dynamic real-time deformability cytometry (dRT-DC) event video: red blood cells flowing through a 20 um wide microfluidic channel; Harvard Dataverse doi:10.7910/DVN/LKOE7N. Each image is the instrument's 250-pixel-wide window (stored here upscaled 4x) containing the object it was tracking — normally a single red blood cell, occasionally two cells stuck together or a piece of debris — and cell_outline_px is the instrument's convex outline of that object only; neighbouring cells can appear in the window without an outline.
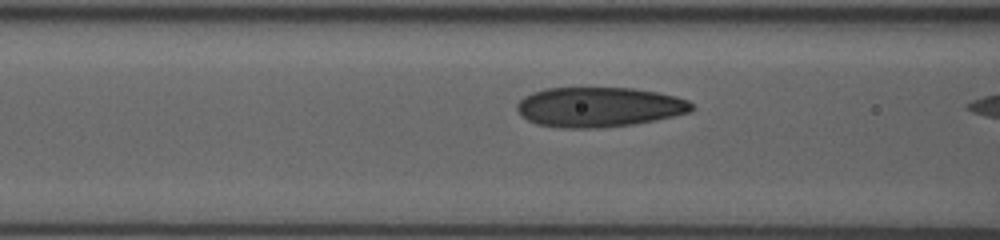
{"species": "human", "species_latin": "Homo sapiens", "temperature_condition": "room temperature", "stored_images_in_passage": 14, "camera_frame_rate_fps": 3000, "um_per_image_px": 0.085, "donor": {"sex": "female"}, "frame": {"image": 1, "passage_image": 12, "time_ms": 3.667, "image_size_px": [1000, 240], "cell_outline_px": [[696, 108], [688, 112], [656, 120], [632, 124], [596, 128], [564, 128], [536, 124], [520, 116], [516, 108], [516, 104], [524, 96], [532, 92], [544, 88], [632, 88], [656, 92], [676, 96], [688, 100]], "centroid_in_image_um": [50.88, 9.09], "position_along_channel_um": 115.7, "area_um2": 40.63}}